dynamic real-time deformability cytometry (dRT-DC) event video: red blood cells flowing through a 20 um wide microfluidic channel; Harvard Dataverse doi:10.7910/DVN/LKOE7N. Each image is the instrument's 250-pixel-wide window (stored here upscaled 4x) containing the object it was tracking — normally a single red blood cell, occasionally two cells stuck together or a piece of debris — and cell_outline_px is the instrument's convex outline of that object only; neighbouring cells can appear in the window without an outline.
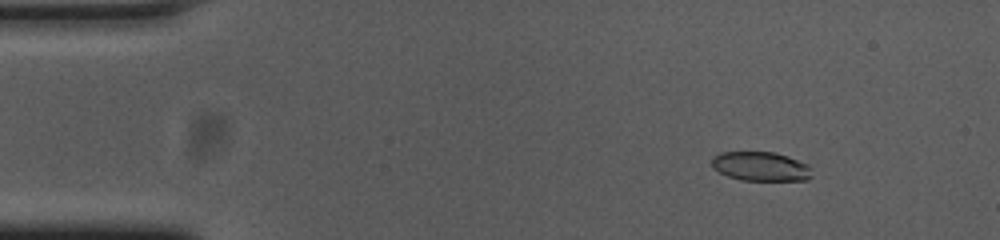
{"species": "common noctule bat (a hibernating species)", "species_latin": "Nyctalus noctula", "temperature_condition": "cold", "stored_images_in_passage": 55, "camera_frame_rate_fps": 3000, "um_per_image_px": 0.085, "animal": {"sex": "female", "body_mass_g": 23.0, "forearm_length_mm": 53.4}, "frame": {"image": 1, "passage_image": 7, "time_ms": 2.0, "image_size_px": [1000, 240], "cell_outline_px": [[812, 176], [808, 180], [740, 180], [728, 176], [712, 168], [712, 156], [720, 152], [776, 152], [788, 156], [808, 164]], "centroid_in_image_um": [64.65, 14.14], "position_along_channel_um": 20.4, "area_um2": 17.11}}
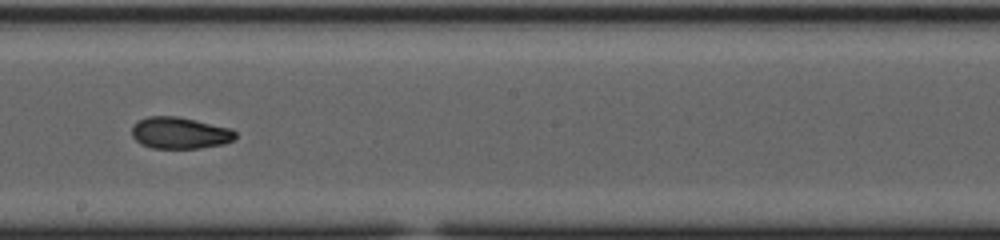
{"frame": {"image": 2, "passage_image": 31, "time_ms": 10.0, "image_size_px": [1000, 240], "cell_outline_px": [[236, 140], [224, 144], [200, 148], [152, 148], [140, 144], [132, 136], [132, 124], [136, 120], [148, 116], [176, 116], [196, 120], [232, 128], [236, 132]], "centroid_in_image_um": [15.29, 11.3], "position_along_channel_um": 232.9, "area_um2": 19.42}}
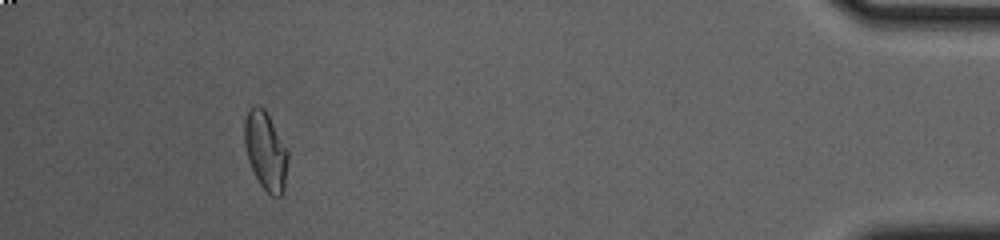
{"frame": {"image": 3, "passage_image": 51, "time_ms": 16.667, "image_size_px": [1000, 240], "cell_outline_px": [[288, 156], [284, 192], [280, 196], [272, 196], [260, 184], [248, 160], [244, 144], [244, 120], [248, 108], [252, 104], [260, 104], [264, 108], [288, 148]], "centroid_in_image_um": [22.57, 12.76], "position_along_channel_um": 412.6, "area_um2": 20.11}, "authors_computed_cell_mechanics": {"area_um2": 19.2474, "velocity_mm_per_s": 3.6907, "shape_relaxation_time_tau1_ms": 6.9741, "shape_relaxation_time_tau2_ms": 2.9389, "deformation_change_tau1": 0.2097, "deformation_change_tau2": 0.0718}}